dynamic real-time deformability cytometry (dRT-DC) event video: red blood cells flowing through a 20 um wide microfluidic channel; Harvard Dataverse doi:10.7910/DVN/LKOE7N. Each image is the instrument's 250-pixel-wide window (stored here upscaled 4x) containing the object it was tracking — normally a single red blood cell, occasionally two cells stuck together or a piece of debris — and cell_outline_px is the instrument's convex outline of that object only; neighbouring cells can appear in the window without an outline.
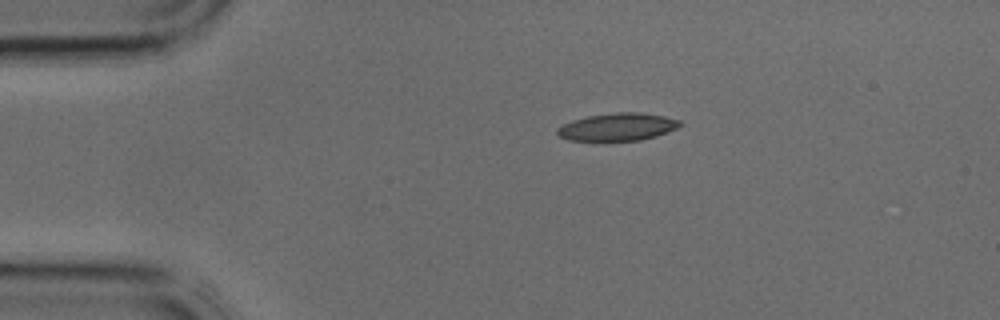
{"species": "common noctule bat (a hibernating species)", "species_latin": "Nyctalus noctula", "temperature_condition": "cold", "stored_images_in_passage": 7, "camera_frame_rate_fps": 3000, "um_per_image_px": 0.085, "animal": {"sex": "male", "body_mass_g": 17.9, "forearm_length_mm": 54.2}, "frame": {"image": 1, "passage_image": 1, "time_ms": 0.0, "image_size_px": [1000, 320], "cell_outline_px": [[684, 124], [676, 128], [656, 136], [640, 140], [568, 140], [560, 136], [556, 132], [556, 128], [572, 120], [588, 116], [616, 112], [636, 112], [664, 116], [680, 120]], "centroid_in_image_um": [52.5, 10.78], "position_along_channel_um": 32.5, "area_um2": 19.54}}